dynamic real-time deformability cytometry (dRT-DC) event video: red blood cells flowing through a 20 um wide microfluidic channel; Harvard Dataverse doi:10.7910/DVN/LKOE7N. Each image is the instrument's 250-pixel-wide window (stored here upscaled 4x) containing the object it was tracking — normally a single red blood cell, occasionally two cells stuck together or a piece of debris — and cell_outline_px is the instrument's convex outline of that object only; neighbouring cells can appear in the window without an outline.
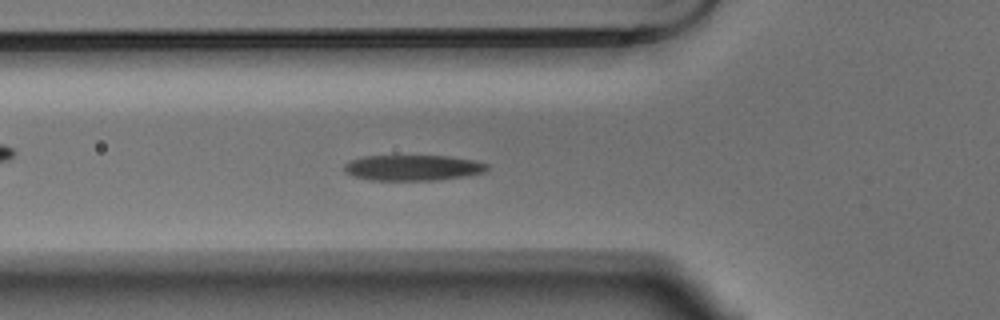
{"species": "Egyptian fruit bat (a non-hibernating species)", "species_latin": "Rousettus aegyptiacus", "temperature_condition": "warm", "stored_images_in_passage": 55, "camera_frame_rate_fps": 3000, "um_per_image_px": 0.085, "animal": {"sex": "male"}, "frame": {"image": 1, "passage_image": 18, "time_ms": 5.667, "image_size_px": [1000, 320], "cell_outline_px": [[488, 168], [484, 172], [464, 176], [436, 180], [368, 180], [352, 176], [344, 172], [344, 164], [348, 160], [364, 156], [452, 156], [476, 160], [488, 164]], "centroid_in_image_um": [35.06, 14.25], "position_along_channel_um": 90.7, "area_um2": 21.56}}
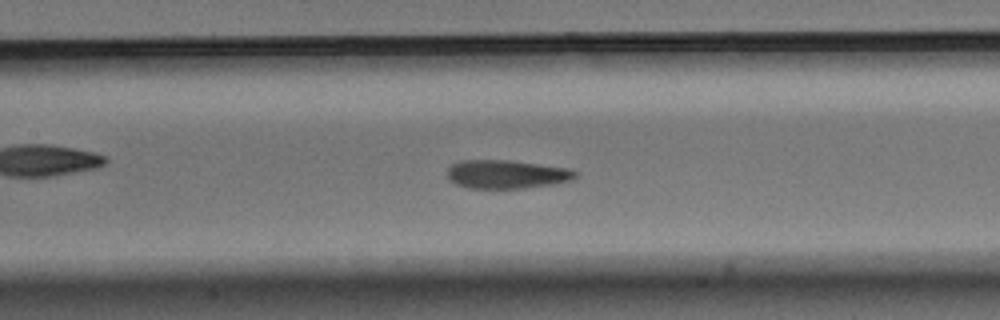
{"frame": {"image": 2, "passage_image": 24, "time_ms": 7.667, "image_size_px": [1000, 320], "cell_outline_px": [[576, 176], [572, 180], [552, 184], [524, 188], [468, 188], [456, 184], [448, 180], [448, 168], [452, 164], [460, 160], [508, 160], [568, 168], [576, 172]], "centroid_in_image_um": [43.02, 14.81], "position_along_channel_um": 164.4, "area_um2": 21.21}}
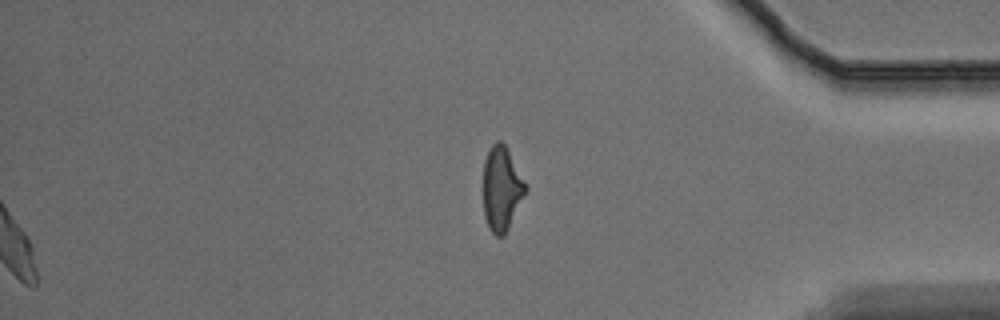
{"frame": {"image": 3, "passage_image": 55, "time_ms": 18.0, "image_size_px": [1000, 320], "cell_outline_px": [[528, 188], [504, 236], [496, 236], [492, 232], [484, 216], [484, 160], [492, 144], [496, 140], [500, 140], [504, 144], [528, 184]], "centroid_in_image_um": [42.66, 16.01], "position_along_channel_um": 392.5, "area_um2": 20.63}, "authors_computed_cell_mechanics": {"area_um2": 21.2126, "velocity_mm_per_s": 3.6386, "shape_relaxation_time_tau1_ms": 3.6644, "shape_relaxation_time_tau2_ms": 2.1998, "deformation_change_tau1": 0.1641, "deformation_change_tau2": 0.0686}}